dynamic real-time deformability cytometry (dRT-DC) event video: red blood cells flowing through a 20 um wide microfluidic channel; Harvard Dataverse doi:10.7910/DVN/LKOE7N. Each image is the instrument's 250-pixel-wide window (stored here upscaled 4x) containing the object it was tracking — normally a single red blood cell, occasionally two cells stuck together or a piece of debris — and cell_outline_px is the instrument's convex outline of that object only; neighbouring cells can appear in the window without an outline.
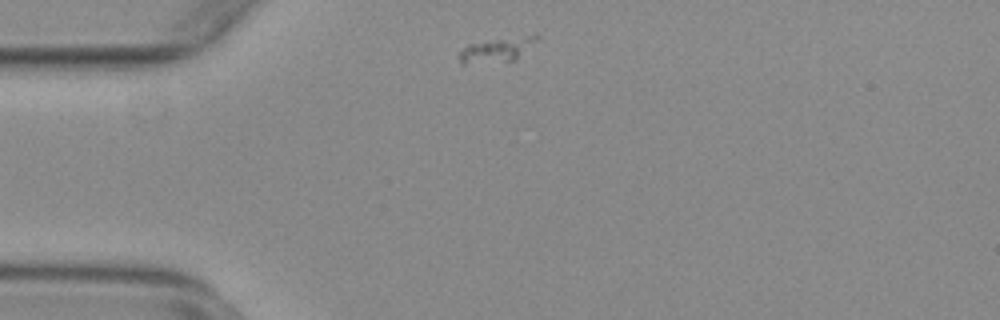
{"species": "common noctule bat (a hibernating species)", "species_latin": "Nyctalus noctula", "temperature_condition": "warm", "stored_images_in_passage": 6, "camera_frame_rate_fps": 3000, "um_per_image_px": 0.085, "animal": {"sex": "female", "body_mass_g": 29.2, "forearm_length_mm": 56.3}, "frame": {"image": 1, "passage_image": 1, "time_ms": 0.0, "image_size_px": [1000, 320], "cell_outline_px": [[540, 36], [516, 60], [464, 64], [460, 64], [460, 52], [468, 44], [524, 36]], "centroid_in_image_um": [42.19, 4.26], "position_along_channel_um": 42.8, "area_um2": 10.35}}